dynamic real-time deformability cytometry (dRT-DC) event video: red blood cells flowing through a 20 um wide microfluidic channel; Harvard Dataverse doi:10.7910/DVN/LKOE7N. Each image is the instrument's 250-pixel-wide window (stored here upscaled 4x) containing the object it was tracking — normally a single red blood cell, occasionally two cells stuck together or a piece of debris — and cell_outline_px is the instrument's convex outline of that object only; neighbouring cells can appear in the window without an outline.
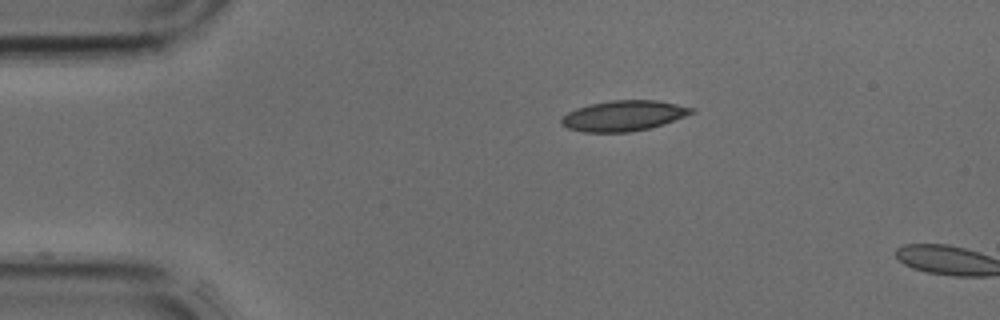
{"species": "common noctule bat (a hibernating species)", "species_latin": "Nyctalus noctula", "temperature_condition": "cold", "stored_images_in_passage": 3, "camera_frame_rate_fps": 3000, "um_per_image_px": 0.085, "animal": {"sex": "male", "body_mass_g": 17.9, "forearm_length_mm": 54.2}, "frame": {"image": 1, "passage_image": 1, "time_ms": 0.0, "image_size_px": [1000, 320], "cell_outline_px": [[696, 112], [664, 124], [648, 128], [628, 132], [584, 132], [568, 128], [560, 124], [560, 120], [568, 112], [576, 108], [592, 104], [612, 100], [656, 100], [696, 108]], "centroid_in_image_um": [53.02, 9.84], "position_along_channel_um": 32.0, "area_um2": 23.0}}